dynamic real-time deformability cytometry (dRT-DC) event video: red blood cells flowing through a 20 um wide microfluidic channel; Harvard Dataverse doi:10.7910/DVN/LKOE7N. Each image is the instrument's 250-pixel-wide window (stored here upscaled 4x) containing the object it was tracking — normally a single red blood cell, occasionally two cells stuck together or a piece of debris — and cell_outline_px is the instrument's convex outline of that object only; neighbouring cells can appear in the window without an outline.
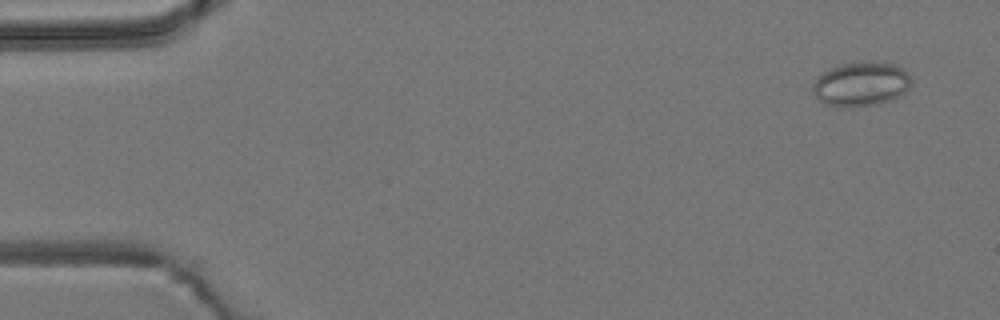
{"species": "common noctule bat (a hibernating species)", "species_latin": "Nyctalus noctula", "temperature_condition": "room temperature", "stored_images_in_passage": 54, "camera_frame_rate_fps": 3000, "um_per_image_px": 0.085, "animal": {"sex": "male", "body_mass_g": 19.2, "forearm_length_mm": 51.8}, "frame": {"image": 1, "passage_image": 4, "time_ms": 1.0, "image_size_px": [1000, 320], "cell_outline_px": [[912, 84], [900, 96], [892, 100], [876, 104], [828, 104], [820, 100], [812, 92], [812, 84], [828, 68], [844, 64], [872, 60], [896, 64], [908, 72], [912, 80]], "centroid_in_image_um": [73.26, 7.08], "position_along_channel_um": 11.7, "area_um2": 24.97}}
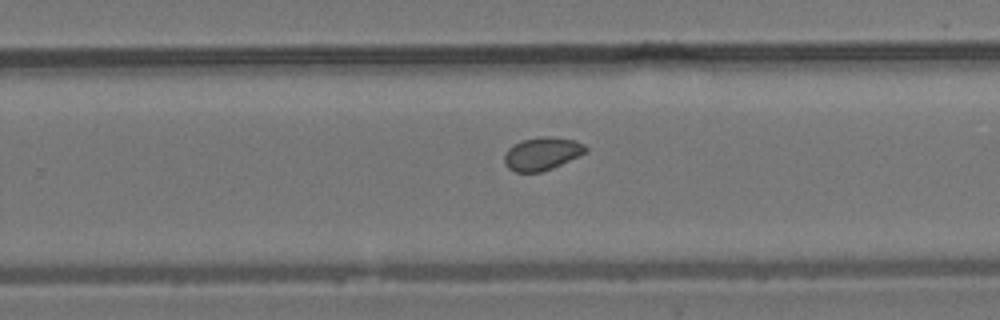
{"frame": {"image": 2, "passage_image": 35, "time_ms": 11.333, "image_size_px": [1000, 320], "cell_outline_px": [[588, 152], [552, 168], [540, 172], [516, 172], [508, 168], [504, 164], [504, 152], [512, 144], [520, 140], [540, 136], [552, 136], [576, 140], [584, 144], [588, 148]], "centroid_in_image_um": [46.06, 13.04], "position_along_channel_um": 283.7, "area_um2": 15.95}}
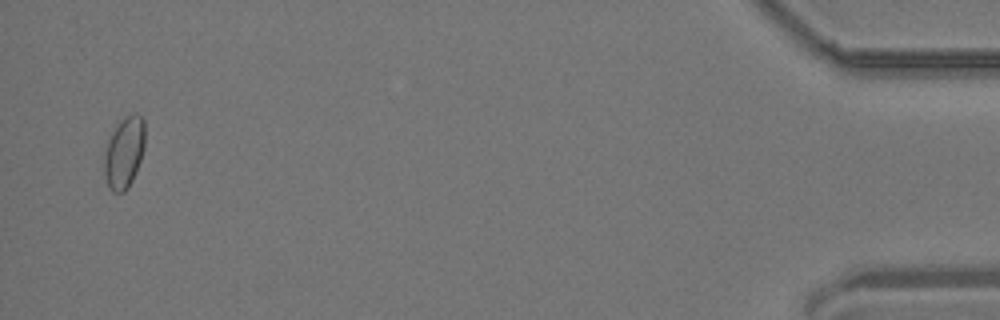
{"frame": {"image": 3, "passage_image": 53, "time_ms": 17.333, "image_size_px": [1000, 320], "cell_outline_px": [[144, 148], [140, 160], [132, 180], [128, 188], [124, 192], [112, 192], [108, 184], [104, 172], [104, 156], [108, 140], [116, 124], [124, 116], [136, 112], [144, 120]], "centroid_in_image_um": [10.55, 12.93], "position_along_channel_um": 424.6, "area_um2": 16.88}, "authors_computed_cell_mechanics": {"area_um2": 15.8372, "velocity_mm_per_s": 3.8477, "shape_relaxation_time_tau1_ms": null, "shape_relaxation_time_tau2_ms": 3.552, "deformation_change_tau1": null, "deformation_change_tau2": 0.0511}}